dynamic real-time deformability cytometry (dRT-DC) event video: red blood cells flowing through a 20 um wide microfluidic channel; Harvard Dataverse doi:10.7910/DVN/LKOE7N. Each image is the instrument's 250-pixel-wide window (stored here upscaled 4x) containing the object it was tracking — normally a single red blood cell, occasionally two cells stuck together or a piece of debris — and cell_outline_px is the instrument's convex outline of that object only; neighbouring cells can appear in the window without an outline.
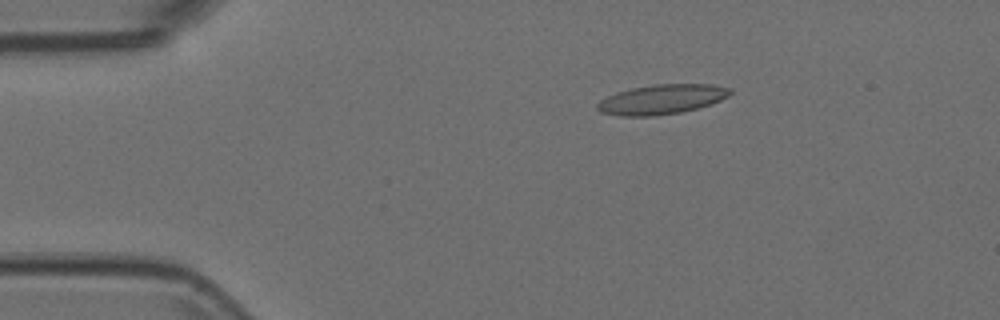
{"species": "Egyptian fruit bat (a non-hibernating species)", "species_latin": "Rousettus aegyptiacus", "temperature_condition": "room temperature", "stored_images_in_passage": 45, "camera_frame_rate_fps": 3000, "um_per_image_px": 0.085, "animal": {"sex": "female"}, "frame": {"image": 1, "passage_image": 1, "time_ms": 0.0, "image_size_px": [1000, 320], "cell_outline_px": [[732, 92], [728, 96], [712, 104], [680, 112], [652, 116], [620, 116], [600, 112], [596, 108], [596, 104], [600, 100], [616, 92], [632, 88], [656, 84], [712, 84], [732, 88]], "centroid_in_image_um": [56.24, 8.44], "position_along_channel_um": 28.8, "area_um2": 23.0}}
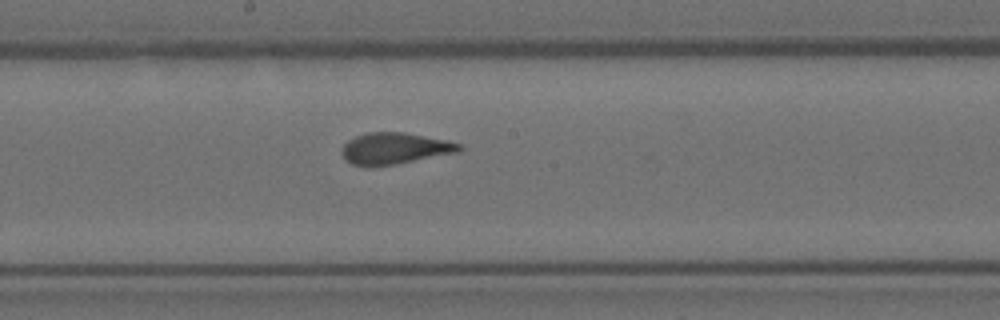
{"frame": {"image": 2, "passage_image": 20, "time_ms": 6.333, "image_size_px": [1000, 320], "cell_outline_px": [[464, 148], [460, 152], [392, 164], [352, 164], [344, 160], [340, 152], [340, 148], [348, 140], [356, 136], [368, 132], [404, 132], [448, 140], [460, 144]], "centroid_in_image_um": [33.56, 12.58], "position_along_channel_um": 214.6, "area_um2": 21.21}}
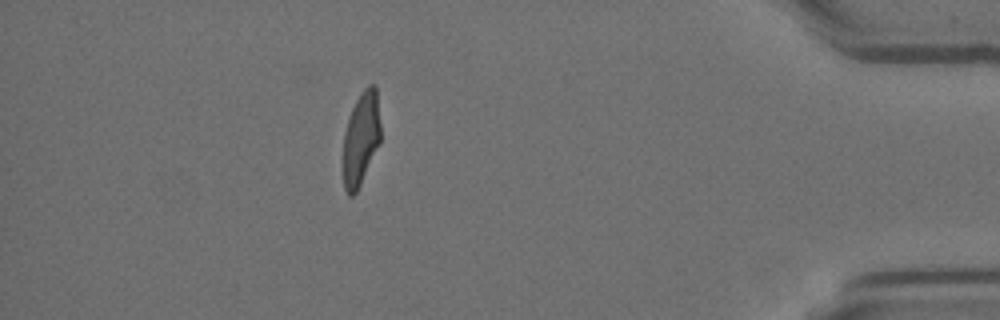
{"frame": {"image": 3, "passage_image": 39, "time_ms": 12.667, "image_size_px": [1000, 320], "cell_outline_px": [[380, 144], [356, 192], [352, 196], [348, 196], [344, 188], [344, 132], [352, 108], [360, 92], [368, 84], [376, 84], [380, 124]], "centroid_in_image_um": [30.7, 11.74], "position_along_channel_um": 404.5, "area_um2": 20.29}}